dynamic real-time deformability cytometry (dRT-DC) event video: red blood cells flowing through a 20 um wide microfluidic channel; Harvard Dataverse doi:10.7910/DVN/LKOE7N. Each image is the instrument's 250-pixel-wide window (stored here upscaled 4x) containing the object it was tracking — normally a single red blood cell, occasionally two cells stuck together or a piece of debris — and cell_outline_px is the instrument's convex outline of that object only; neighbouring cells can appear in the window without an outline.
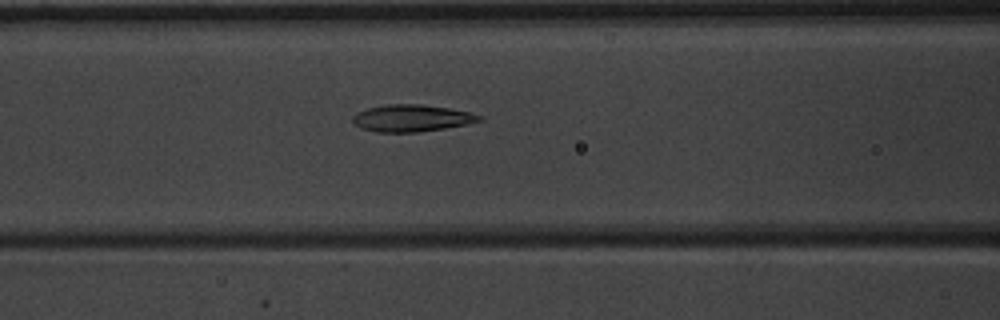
{"species": "common noctule bat (a hibernating species)", "species_latin": "Nyctalus noctula", "temperature_condition": "warm", "stored_images_in_passage": 37, "camera_frame_rate_fps": 3000, "um_per_image_px": 0.085, "animal": {"sex": "male", "body_mass_g": 20.1, "forearm_length_mm": 53.5}, "frame": {"image": 1, "passage_image": 17, "time_ms": 5.333, "image_size_px": [1000, 320], "cell_outline_px": [[484, 120], [444, 128], [416, 132], [376, 132], [360, 128], [352, 120], [352, 116], [356, 112], [368, 108], [384, 104], [420, 104], [448, 108], [472, 112], [484, 116]], "centroid_in_image_um": [34.99, 10.03], "position_along_channel_um": 131.6, "area_um2": 19.94}}
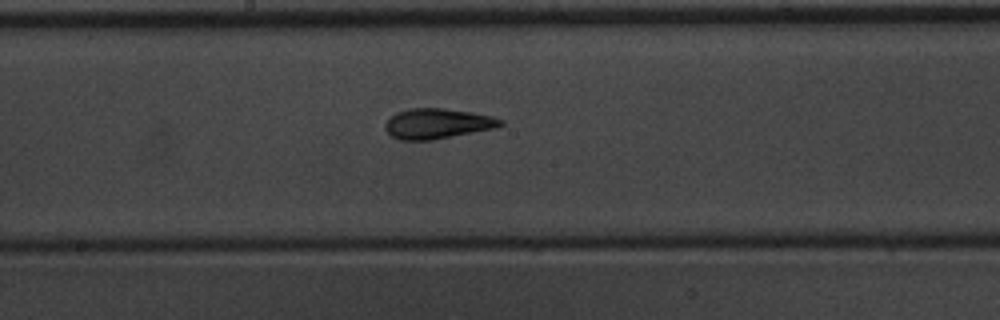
{"frame": {"image": 2, "passage_image": 23, "time_ms": 7.333, "image_size_px": [1000, 320], "cell_outline_px": [[504, 124], [496, 128], [432, 140], [400, 140], [392, 136], [384, 128], [384, 124], [396, 112], [408, 108], [444, 108], [472, 112], [492, 116], [504, 120]], "centroid_in_image_um": [37.19, 10.5], "position_along_channel_um": 211.0, "area_um2": 20.4}}
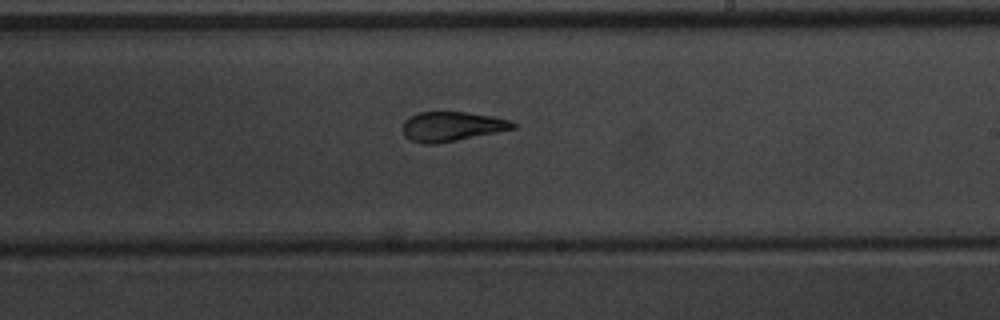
{"frame": {"image": 3, "passage_image": 26, "time_ms": 8.333, "image_size_px": [1000, 320], "cell_outline_px": [[516, 128], [436, 144], [424, 144], [412, 140], [404, 136], [404, 120], [420, 112], [468, 112], [496, 116], [512, 120], [516, 124]], "centroid_in_image_um": [38.45, 10.74], "position_along_channel_um": 250.5, "area_um2": 18.9}}